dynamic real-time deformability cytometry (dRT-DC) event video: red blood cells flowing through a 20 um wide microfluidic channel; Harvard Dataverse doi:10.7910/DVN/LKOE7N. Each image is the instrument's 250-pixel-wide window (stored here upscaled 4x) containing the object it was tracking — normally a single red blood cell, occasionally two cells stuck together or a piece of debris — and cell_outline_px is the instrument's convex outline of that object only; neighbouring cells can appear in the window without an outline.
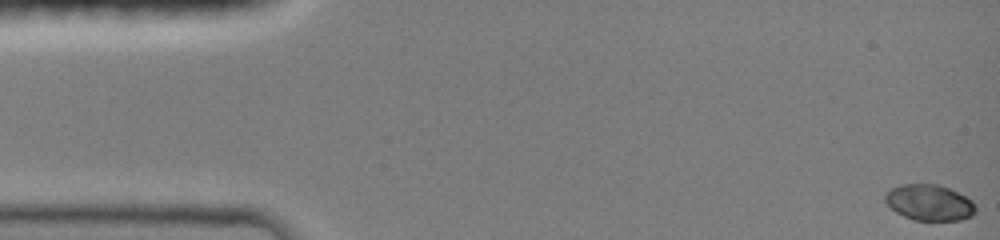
{"species": "common noctule bat (a hibernating species)", "species_latin": "Nyctalus noctula", "temperature_condition": "room temperature", "stored_images_in_passage": 47, "camera_frame_rate_fps": 3000, "um_per_image_px": 0.085, "animal": {"sex": "female", "body_mass_g": 19.0, "forearm_length_mm": 51.5}, "frame": {"image": 1, "passage_image": 1, "time_ms": 0.0, "image_size_px": [1000, 240], "cell_outline_px": [[976, 212], [972, 216], [960, 220], [912, 220], [896, 212], [884, 200], [884, 196], [892, 188], [900, 184], [936, 184], [948, 188], [972, 200], [976, 204]], "centroid_in_image_um": [79.01, 17.22], "position_along_channel_um": 6.0, "area_um2": 18.9}}
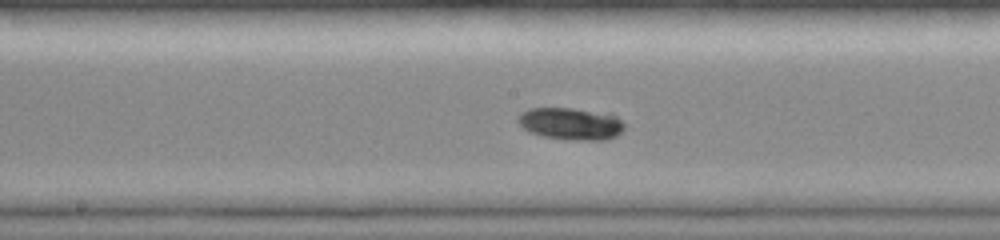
{"frame": {"image": 2, "passage_image": 25, "time_ms": 8.0, "image_size_px": [1000, 240], "cell_outline_px": [[624, 128], [616, 136], [608, 140], [572, 140], [544, 136], [528, 132], [516, 120], [516, 116], [520, 112], [528, 108], [572, 108], [612, 112], [624, 124]], "centroid_in_image_um": [48.52, 10.49], "position_along_channel_um": 199.7, "area_um2": 20.35}}
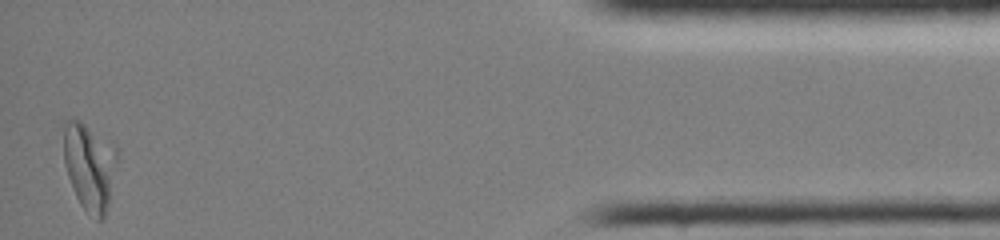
{"frame": {"image": 3, "passage_image": 47, "time_ms": 15.333, "image_size_px": [1000, 240], "cell_outline_px": [[108, 204], [104, 216], [100, 220], [96, 220], [80, 204], [76, 196], [68, 176], [64, 164], [64, 120], [80, 120], [84, 124], [92, 136], [108, 164]], "centroid_in_image_um": [7.32, 14.32], "position_along_channel_um": 427.9, "area_um2": 22.43}}